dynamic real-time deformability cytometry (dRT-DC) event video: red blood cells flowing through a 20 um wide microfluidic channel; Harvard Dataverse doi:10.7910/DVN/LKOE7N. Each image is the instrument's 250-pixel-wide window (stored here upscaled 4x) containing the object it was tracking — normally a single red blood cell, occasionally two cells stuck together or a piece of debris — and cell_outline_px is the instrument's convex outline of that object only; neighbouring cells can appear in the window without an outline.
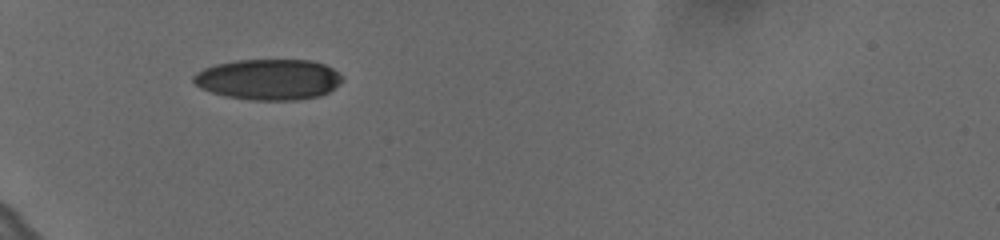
{"species": "human", "species_latin": "Homo sapiens", "temperature_condition": "cold", "stored_images_in_passage": 22, "camera_frame_rate_fps": 3000, "um_per_image_px": 0.085, "donor": {"sex": "female"}, "frame": {"image": 1, "passage_image": 1, "time_ms": 0.0, "image_size_px": [1000, 240], "cell_outline_px": [[344, 80], [328, 92], [320, 96], [296, 100], [252, 100], [228, 96], [212, 92], [200, 88], [192, 80], [192, 76], [196, 72], [204, 68], [216, 64], [236, 60], [312, 60], [324, 64], [332, 68]], "centroid_in_image_um": [22.82, 6.75], "position_along_channel_um": 62.2, "area_um2": 35.26}}
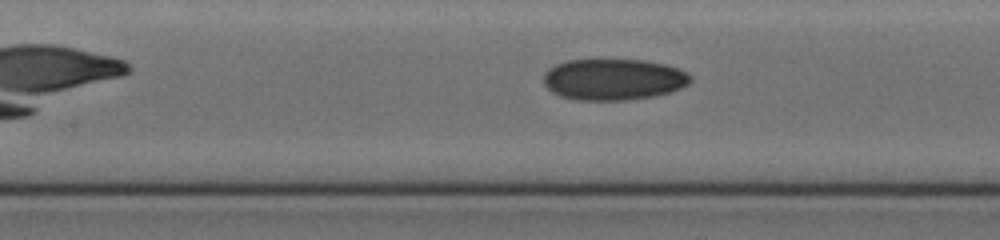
{"frame": {"image": 2, "passage_image": 10, "time_ms": 3.0, "image_size_px": [1000, 240], "cell_outline_px": [[692, 80], [688, 84], [680, 88], [668, 92], [652, 96], [624, 100], [576, 100], [560, 96], [552, 92], [544, 84], [544, 72], [548, 68], [556, 64], [568, 60], [644, 60], [664, 64], [680, 68], [688, 72], [692, 76]], "centroid_in_image_um": [52.15, 6.74], "position_along_channel_um": 155.3, "area_um2": 35.43}}
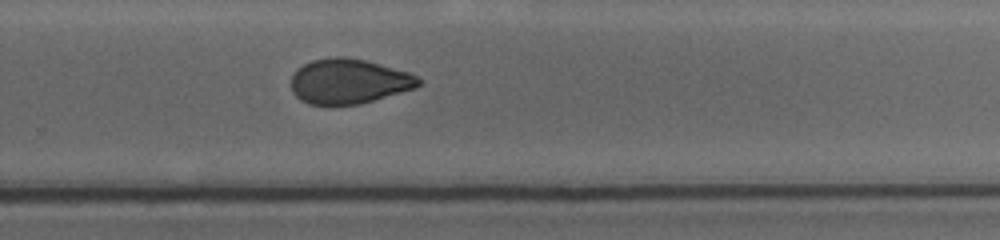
{"frame": {"image": 3, "passage_image": 22, "time_ms": 7.0, "image_size_px": [1000, 240], "cell_outline_px": [[424, 80], [416, 88], [360, 104], [308, 104], [300, 100], [292, 92], [292, 76], [296, 68], [312, 60], [332, 56], [344, 56], [364, 60], [408, 72]], "centroid_in_image_um": [29.64, 6.9], "position_along_channel_um": 300.2, "area_um2": 33.35}}